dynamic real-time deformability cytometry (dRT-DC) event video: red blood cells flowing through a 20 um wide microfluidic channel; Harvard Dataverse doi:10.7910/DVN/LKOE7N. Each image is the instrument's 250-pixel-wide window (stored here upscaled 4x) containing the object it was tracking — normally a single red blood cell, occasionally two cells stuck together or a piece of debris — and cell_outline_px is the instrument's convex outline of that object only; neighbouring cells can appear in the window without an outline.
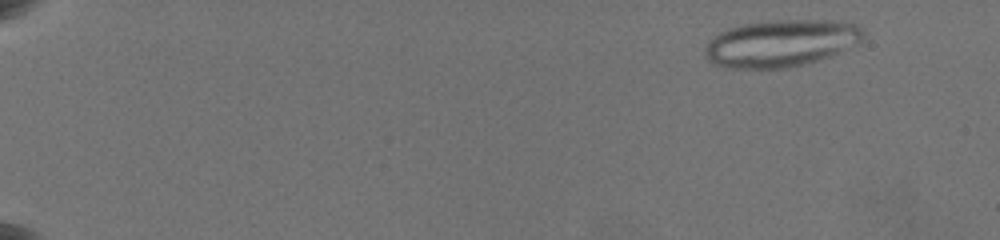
{"species": "common noctule bat (a hibernating species)", "species_latin": "Nyctalus noctula", "temperature_condition": "warm", "stored_images_in_passage": 31, "camera_frame_rate_fps": 3000, "um_per_image_px": 0.085, "animal": {"sex": "female", "body_mass_g": 19.5, "forearm_length_mm": 54.1}, "frame": {"image": 1, "passage_image": 4, "time_ms": 1.333, "image_size_px": [1000, 240], "cell_outline_px": [[864, 32], [860, 40], [856, 44], [840, 52], [820, 60], [804, 64], [784, 68], [724, 68], [712, 64], [704, 56], [704, 48], [720, 32], [728, 28], [744, 24], [772, 20], [832, 20], [856, 24], [864, 28]], "centroid_in_image_um": [66.38, 3.68], "position_along_channel_um": 18.6, "area_um2": 43.47}}